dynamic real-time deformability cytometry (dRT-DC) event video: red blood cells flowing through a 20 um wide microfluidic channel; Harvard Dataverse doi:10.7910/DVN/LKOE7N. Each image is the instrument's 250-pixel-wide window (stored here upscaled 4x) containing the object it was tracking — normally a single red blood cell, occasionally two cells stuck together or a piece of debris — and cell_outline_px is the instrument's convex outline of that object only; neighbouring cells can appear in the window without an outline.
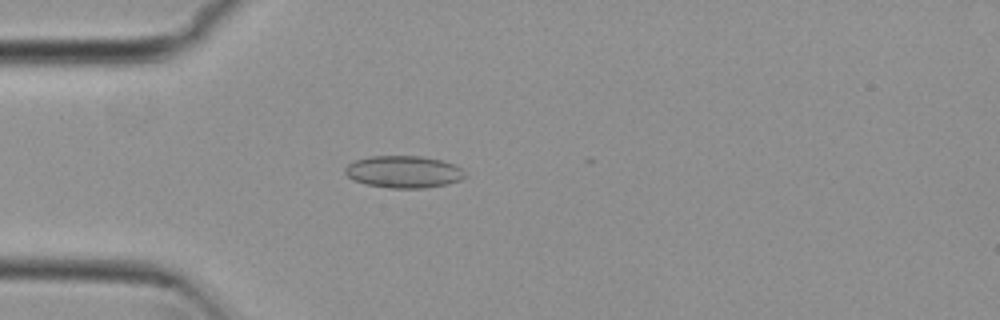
{"species": "common noctule bat (a hibernating species)", "species_latin": "Nyctalus noctula", "temperature_condition": "cold", "stored_images_in_passage": 17, "camera_frame_rate_fps": 3000, "um_per_image_px": 0.085, "animal": {"sex": "female", "body_mass_g": 29.2, "forearm_length_mm": 56.3}, "frame": {"image": 1, "passage_image": 12, "time_ms": 3.667, "image_size_px": [1000, 320], "cell_outline_px": [[468, 176], [460, 180], [448, 184], [424, 188], [392, 188], [368, 184], [356, 180], [348, 176], [344, 172], [344, 168], [348, 164], [356, 160], [368, 156], [420, 156], [440, 160], [452, 164], [460, 168]], "centroid_in_image_um": [34.32, 14.6], "position_along_channel_um": 50.7, "area_um2": 22.25}}
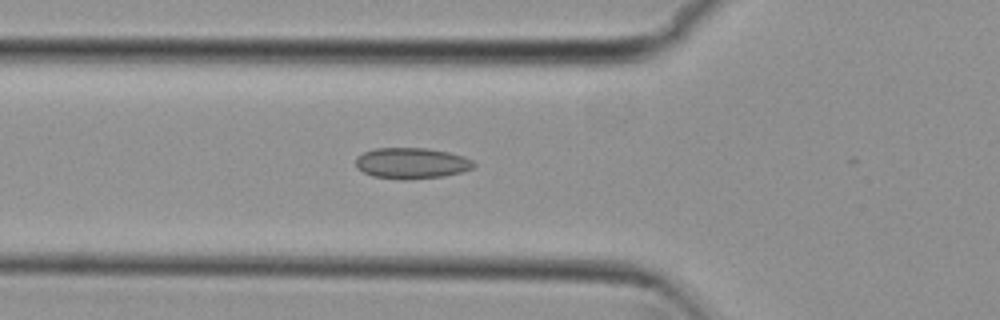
{"frame": {"image": 2, "passage_image": 16, "time_ms": 5.0, "image_size_px": [1000, 320], "cell_outline_px": [[476, 164], [472, 168], [460, 172], [444, 176], [408, 180], [404, 180], [372, 176], [356, 168], [356, 156], [364, 152], [376, 148], [428, 148], [448, 152], [464, 156], [472, 160]], "centroid_in_image_um": [34.97, 13.87], "position_along_channel_um": 90.8, "area_um2": 21.39}}